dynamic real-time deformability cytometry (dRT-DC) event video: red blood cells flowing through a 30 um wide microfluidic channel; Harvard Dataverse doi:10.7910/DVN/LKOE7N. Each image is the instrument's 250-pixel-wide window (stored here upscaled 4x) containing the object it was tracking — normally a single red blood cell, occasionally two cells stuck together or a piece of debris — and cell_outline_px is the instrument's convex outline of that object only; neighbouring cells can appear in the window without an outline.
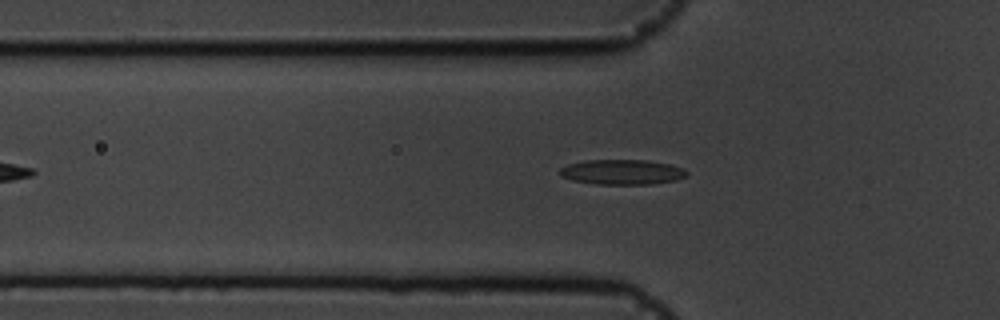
{"species": "common noctule bat (a hibernating species)", "species_latin": "Nyctalus noctula", "temperature_condition": "cold", "stored_images_in_passage": 36, "camera_frame_rate_fps": 3000, "um_per_image_px": 0.085, "animal": {"sex": "male", "body_mass_g": 19.5, "forearm_length_mm": 54.6}, "frame": {"image": 1, "passage_image": 3, "time_ms": 0.667, "image_size_px": [1000, 320], "cell_outline_px": [[688, 176], [676, 180], [652, 184], [596, 184], [572, 180], [560, 176], [560, 168], [568, 164], [584, 160], [648, 160], [672, 164], [684, 168], [688, 172]], "centroid_in_image_um": [52.91, 14.62], "position_along_channel_um": 72.9, "area_um2": 18.73}}
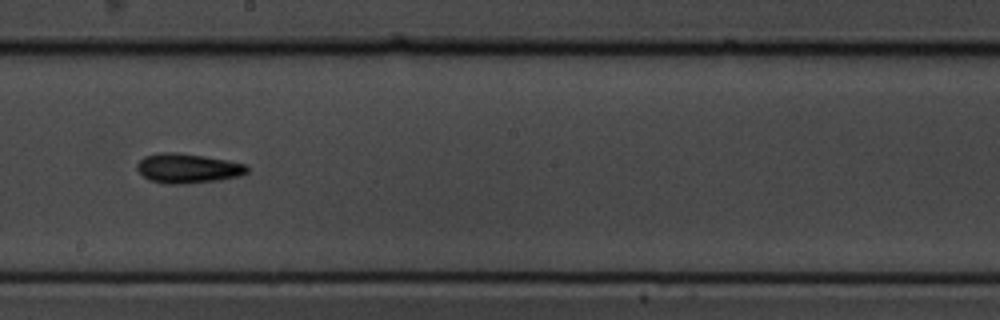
{"frame": {"image": 2, "passage_image": 16, "time_ms": 5.0, "image_size_px": [1000, 320], "cell_outline_px": [[248, 172], [240, 176], [220, 180], [184, 184], [164, 184], [148, 180], [136, 168], [136, 164], [144, 156], [168, 152], [176, 152], [204, 156], [228, 160], [244, 164], [248, 168]], "centroid_in_image_um": [15.95, 14.32], "position_along_channel_um": 232.2, "area_um2": 19.02}}
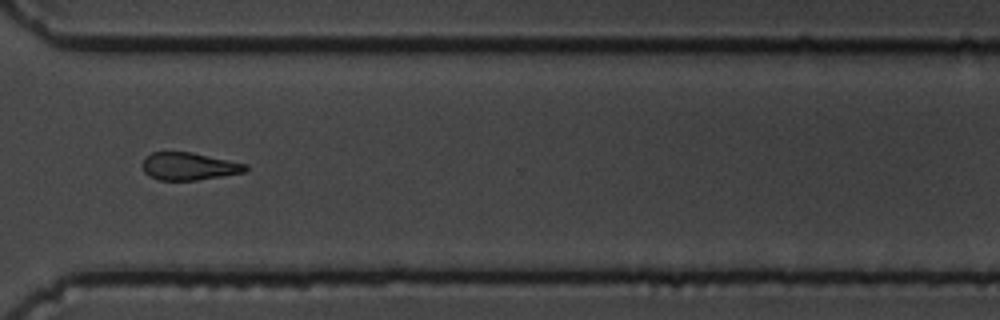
{"frame": {"image": 3, "passage_image": 26, "time_ms": 8.333, "image_size_px": [1000, 320], "cell_outline_px": [[248, 168], [244, 172], [196, 180], [160, 180], [148, 176], [144, 172], [140, 164], [152, 152], [192, 152], [248, 164]], "centroid_in_image_um": [16.04, 14.13], "position_along_channel_um": 354.6, "area_um2": 16.53}, "authors_computed_cell_mechanics": {"area_um2": 17.1955, "velocity_mm_per_s": 3.6686, "shape_relaxation_time_tau1_ms": 4.9308, "shape_relaxation_time_tau2_ms": 9.5068, "deformation_change_tau1": 0.1202, "deformation_change_tau2": 0.214}}